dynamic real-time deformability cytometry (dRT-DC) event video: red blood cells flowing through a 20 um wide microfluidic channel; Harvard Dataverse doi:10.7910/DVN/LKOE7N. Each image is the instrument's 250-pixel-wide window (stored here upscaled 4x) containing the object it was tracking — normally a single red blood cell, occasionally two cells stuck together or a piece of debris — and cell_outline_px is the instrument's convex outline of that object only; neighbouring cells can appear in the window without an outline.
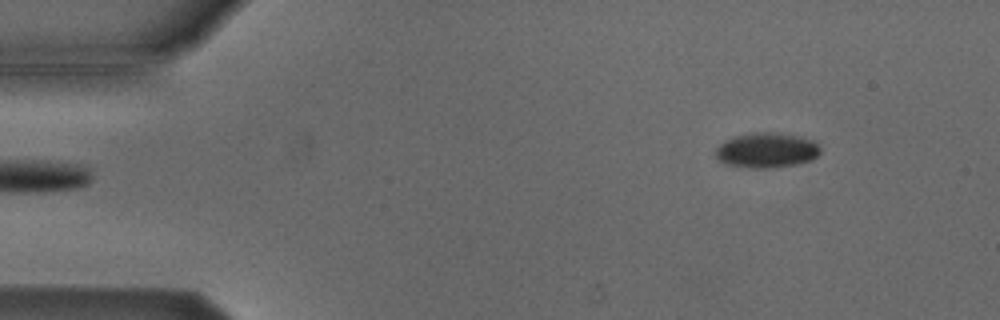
{"species": "Egyptian fruit bat (a non-hibernating species)", "species_latin": "Rousettus aegyptiacus", "temperature_condition": "cold", "stored_images_in_passage": 8, "camera_frame_rate_fps": 3000, "um_per_image_px": 0.085, "animal": {"sex": "male"}, "frame": {"image": 1, "passage_image": 1, "time_ms": 0.0, "image_size_px": [1000, 320], "cell_outline_px": [[820, 152], [812, 160], [796, 164], [776, 168], [748, 168], [724, 164], [716, 160], [712, 156], [712, 152], [724, 140], [732, 136], [752, 132], [772, 132], [796, 136], [812, 140], [820, 148]], "centroid_in_image_um": [65.05, 12.79], "position_along_channel_um": 19.9, "area_um2": 21.85}}